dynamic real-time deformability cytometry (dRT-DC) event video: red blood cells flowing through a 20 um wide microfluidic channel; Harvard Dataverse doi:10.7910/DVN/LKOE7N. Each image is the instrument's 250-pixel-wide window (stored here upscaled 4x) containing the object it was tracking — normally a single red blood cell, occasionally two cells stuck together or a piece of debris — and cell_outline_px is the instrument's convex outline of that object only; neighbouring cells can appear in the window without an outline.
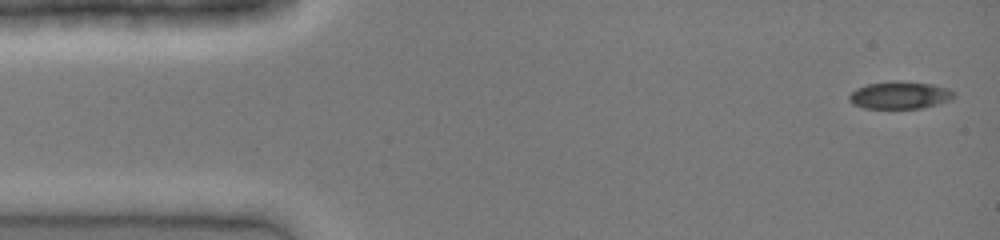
{"species": "common noctule bat (a hibernating species)", "species_latin": "Nyctalus noctula", "temperature_condition": "cold", "stored_images_in_passage": 41, "camera_frame_rate_fps": 3000, "um_per_image_px": 0.085, "animal": {"sex": "female", "body_mass_g": 19.0, "forearm_length_mm": 51.5}, "frame": {"image": 1, "passage_image": 1, "time_ms": 0.0, "image_size_px": [1000, 240], "cell_outline_px": [[956, 92], [948, 100], [936, 104], [920, 108], [864, 108], [852, 104], [848, 100], [848, 96], [856, 88], [868, 84], [892, 80], [904, 80], [932, 84], [948, 88]], "centroid_in_image_um": [76.44, 8.07], "position_along_channel_um": 8.6, "area_um2": 16.82}}
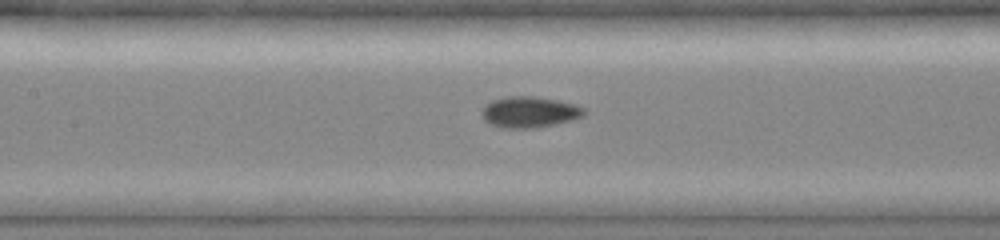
{"frame": {"image": 2, "passage_image": 18, "time_ms": 5.667, "image_size_px": [1000, 240], "cell_outline_px": [[584, 116], [572, 120], [536, 128], [504, 128], [488, 124], [484, 120], [484, 108], [492, 100], [512, 96], [532, 96], [556, 100], [572, 104], [584, 108]], "centroid_in_image_um": [45.01, 9.54], "position_along_channel_um": 162.4, "area_um2": 18.15}}
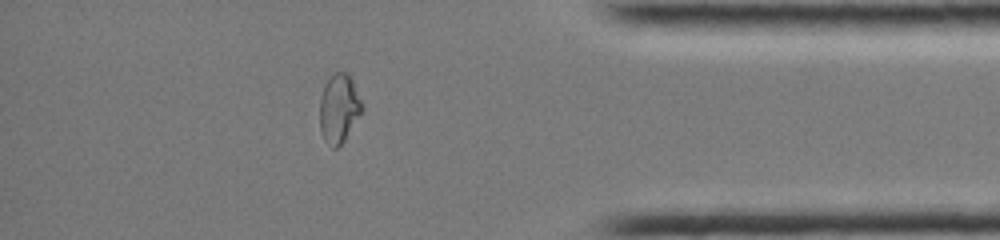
{"frame": {"image": 3, "passage_image": 35, "time_ms": 11.333, "image_size_px": [1000, 240], "cell_outline_px": [[364, 108], [344, 140], [336, 148], [332, 148], [324, 140], [320, 132], [320, 100], [324, 88], [328, 80], [336, 72], [348, 72], [352, 80]], "centroid_in_image_um": [28.81, 9.24], "position_along_channel_um": 406.4, "area_um2": 16.65}}